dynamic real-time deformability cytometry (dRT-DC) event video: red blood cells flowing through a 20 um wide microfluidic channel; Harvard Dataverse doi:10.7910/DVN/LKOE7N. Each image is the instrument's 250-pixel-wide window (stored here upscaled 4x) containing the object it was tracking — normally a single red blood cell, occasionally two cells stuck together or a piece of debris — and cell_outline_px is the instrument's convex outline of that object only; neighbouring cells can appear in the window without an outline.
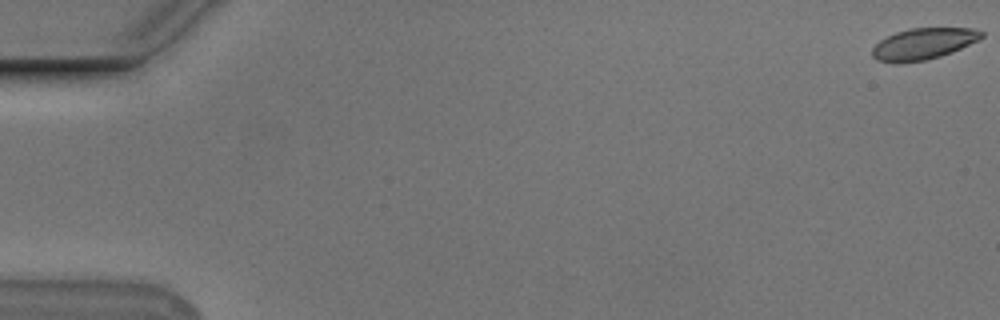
{"species": "Egyptian fruit bat (a non-hibernating species)", "species_latin": "Rousettus aegyptiacus", "temperature_condition": "cold", "stored_images_in_passage": 56, "camera_frame_rate_fps": 3000, "um_per_image_px": 0.085, "animal": {"sex": "male"}, "frame": {"image": 1, "passage_image": 1, "time_ms": 0.0, "image_size_px": [1000, 320], "cell_outline_px": [[984, 36], [952, 52], [928, 60], [896, 64], [876, 60], [872, 56], [872, 48], [880, 40], [896, 32], [912, 28], [972, 28], [984, 32]], "centroid_in_image_um": [78.44, 3.74], "position_along_channel_um": 6.6, "area_um2": 19.94}}
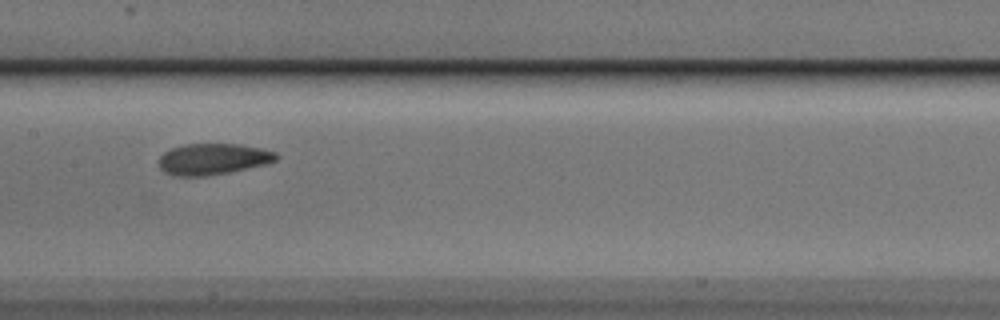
{"frame": {"image": 2, "passage_image": 29, "time_ms": 9.333, "image_size_px": [1000, 320], "cell_outline_px": [[280, 156], [276, 160], [268, 164], [228, 172], [204, 176], [172, 176], [164, 172], [160, 168], [160, 156], [164, 152], [172, 148], [184, 144], [240, 144], [260, 148], [276, 152]], "centroid_in_image_um": [18.12, 13.52], "position_along_channel_um": 189.3, "area_um2": 21.39}}
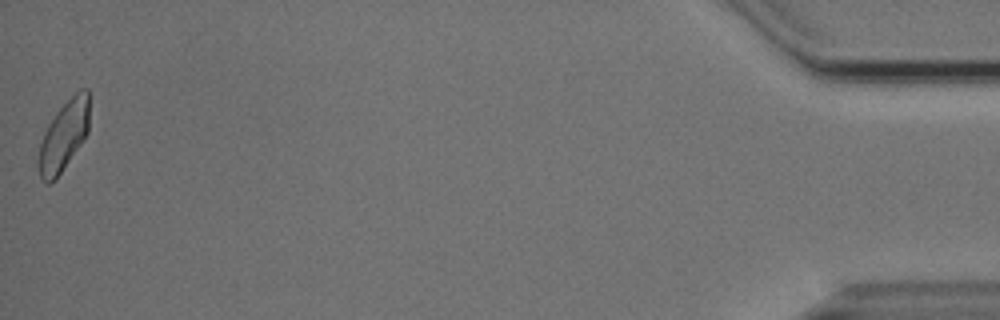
{"frame": {"image": 3, "passage_image": 56, "time_ms": 18.333, "image_size_px": [1000, 320], "cell_outline_px": [[88, 132], [56, 180], [48, 184], [40, 176], [36, 164], [36, 160], [40, 144], [44, 132], [48, 124], [56, 112], [80, 88], [88, 88]], "centroid_in_image_um": [5.38, 11.58], "position_along_channel_um": 429.8, "area_um2": 20.58}, "authors_computed_cell_mechanics": {"area_um2": 21.1837, "velocity_mm_per_s": 3.7279, "shape_relaxation_time_tau1_ms": 5.6617, "shape_relaxation_time_tau2_ms": 1.6002, "deformation_change_tau1": 0.1497, "deformation_change_tau2": 0.0643}}